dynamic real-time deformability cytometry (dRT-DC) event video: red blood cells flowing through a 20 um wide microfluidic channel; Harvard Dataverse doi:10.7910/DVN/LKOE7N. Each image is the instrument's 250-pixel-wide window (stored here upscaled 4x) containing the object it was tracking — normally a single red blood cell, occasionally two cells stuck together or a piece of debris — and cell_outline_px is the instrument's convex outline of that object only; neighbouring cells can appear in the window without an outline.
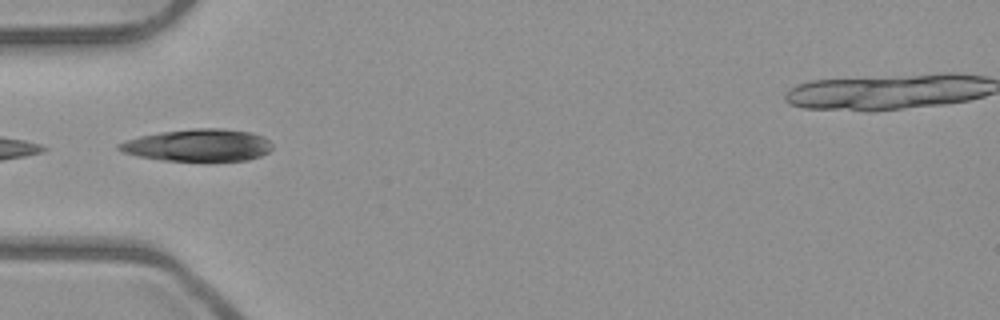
{"species": "common noctule bat (a hibernating species)", "species_latin": "Nyctalus noctula", "temperature_condition": "room temperature", "stored_images_in_passage": 4, "camera_frame_rate_fps": 3000, "um_per_image_px": 0.085, "animal": {"sex": "male", "body_mass_g": 23.1, "forearm_length_mm": 52.7}, "frame": {"image": 1, "passage_image": 4, "time_ms": 1.0, "image_size_px": [1000, 320], "cell_outline_px": [[272, 148], [268, 152], [260, 156], [248, 160], [164, 160], [140, 156], [124, 152], [116, 148], [116, 144], [140, 136], [160, 132], [196, 128], [224, 128], [252, 132], [264, 136], [272, 144]], "centroid_in_image_um": [16.88, 12.32], "position_along_channel_um": 68.1, "area_um2": 28.55}}